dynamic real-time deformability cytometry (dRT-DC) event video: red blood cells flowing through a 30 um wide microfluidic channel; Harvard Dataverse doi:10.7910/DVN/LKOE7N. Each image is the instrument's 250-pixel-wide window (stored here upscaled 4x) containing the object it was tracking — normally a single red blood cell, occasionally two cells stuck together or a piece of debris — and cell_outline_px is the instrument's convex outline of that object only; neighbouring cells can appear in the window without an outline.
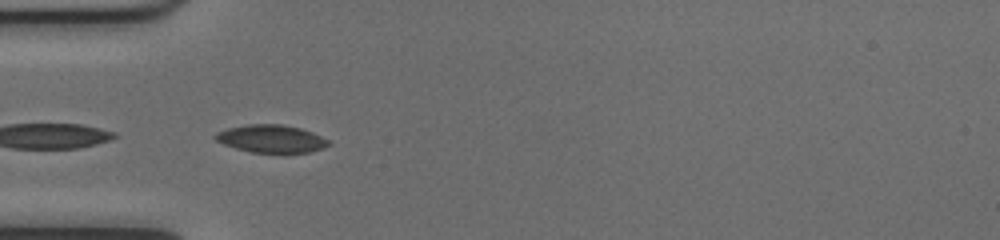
{"species": "common noctule bat (a hibernating species)", "species_latin": "Nyctalus noctula", "temperature_condition": "cold", "stored_images_in_passage": 10, "camera_frame_rate_fps": 3000, "um_per_image_px": 0.085, "animal": {"sex": "female", "body_mass_g": 17.0, "forearm_length_mm": 48.0}, "frame": {"image": 1, "passage_image": 2, "time_ms": 0.333, "image_size_px": [1000, 240], "cell_outline_px": [[332, 144], [324, 148], [308, 152], [284, 156], [252, 152], [236, 148], [224, 144], [216, 140], [212, 136], [216, 132], [228, 128], [248, 124], [284, 124], [300, 128], [312, 132], [328, 140]], "centroid_in_image_um": [23.09, 11.83], "position_along_channel_um": 61.9, "area_um2": 19.02}}